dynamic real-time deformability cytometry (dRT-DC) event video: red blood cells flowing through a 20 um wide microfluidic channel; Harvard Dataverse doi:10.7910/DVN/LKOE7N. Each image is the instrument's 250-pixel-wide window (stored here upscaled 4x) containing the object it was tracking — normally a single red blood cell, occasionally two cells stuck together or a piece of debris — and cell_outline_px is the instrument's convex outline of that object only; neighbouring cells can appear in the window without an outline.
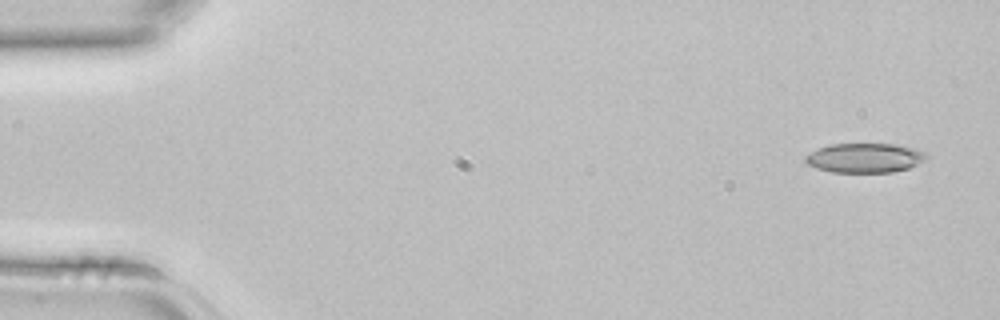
{"species": "common noctule bat (a hibernating species)", "species_latin": "Nyctalus noctula", "temperature_condition": "room temperature", "stored_images_in_passage": 4, "camera_frame_rate_fps": 3000, "um_per_image_px": 0.085, "animal": {"sex": "female", "body_mass_g": 22.7, "forearm_length_mm": 54.2}, "frame": {"image": 1, "passage_image": 1, "time_ms": 0.0, "image_size_px": [1000, 320], "cell_outline_px": [[928, 156], [924, 160], [908, 168], [892, 172], [832, 172], [816, 168], [808, 164], [804, 160], [804, 156], [828, 144], [896, 144], [916, 148], [924, 152]], "centroid_in_image_um": [73.5, 13.42], "position_along_channel_um": 11.5, "area_um2": 20.69}}
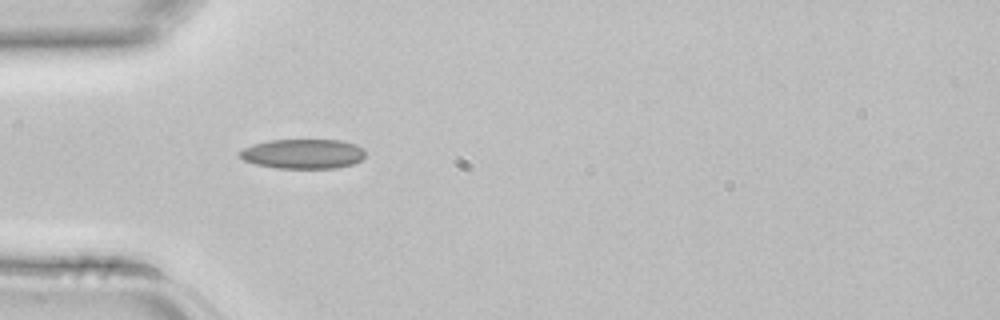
{"frame": {"image": 2, "passage_image": 4, "time_ms": 1.0, "image_size_px": [1000, 320], "cell_outline_px": [[364, 156], [360, 160], [352, 164], [336, 168], [276, 168], [256, 164], [244, 160], [240, 156], [240, 152], [244, 148], [252, 144], [268, 140], [340, 140], [356, 144], [364, 152]], "centroid_in_image_um": [25.74, 13.07], "position_along_channel_um": 59.3, "area_um2": 21.56}}